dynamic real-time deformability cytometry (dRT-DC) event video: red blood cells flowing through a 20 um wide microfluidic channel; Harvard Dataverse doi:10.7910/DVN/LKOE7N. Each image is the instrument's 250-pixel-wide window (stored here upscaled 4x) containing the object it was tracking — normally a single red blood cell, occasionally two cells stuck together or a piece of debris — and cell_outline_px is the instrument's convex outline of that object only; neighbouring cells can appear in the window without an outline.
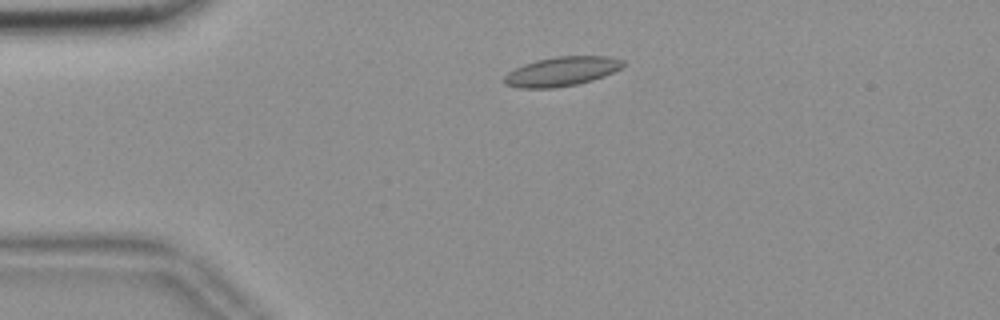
{"species": "common noctule bat (a hibernating species)", "species_latin": "Nyctalus noctula", "temperature_condition": "room temperature", "stored_images_in_passage": 51, "camera_frame_rate_fps": 3000, "um_per_image_px": 0.085, "animal": {"sex": "female", "body_mass_g": 18.4}, "frame": {"image": 1, "passage_image": 8, "time_ms": 2.333, "image_size_px": [1000, 320], "cell_outline_px": [[624, 64], [620, 68], [604, 76], [592, 80], [576, 84], [552, 88], [520, 88], [504, 84], [500, 80], [508, 72], [524, 64], [536, 60], [556, 56], [612, 56], [624, 60]], "centroid_in_image_um": [47.71, 6.07], "position_along_channel_um": 37.3, "area_um2": 20.35}}
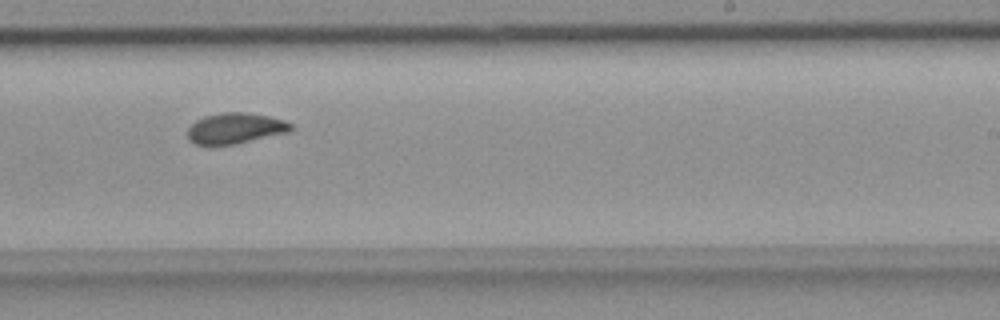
{"frame": {"image": 2, "passage_image": 30, "time_ms": 9.667, "image_size_px": [1000, 320], "cell_outline_px": [[296, 128], [292, 132], [232, 144], [192, 144], [188, 140], [188, 128], [196, 120], [204, 116], [220, 112], [248, 112], [268, 116], [284, 120], [292, 124]], "centroid_in_image_um": [20.04, 10.89], "position_along_channel_um": 269.0, "area_um2": 18.67}}
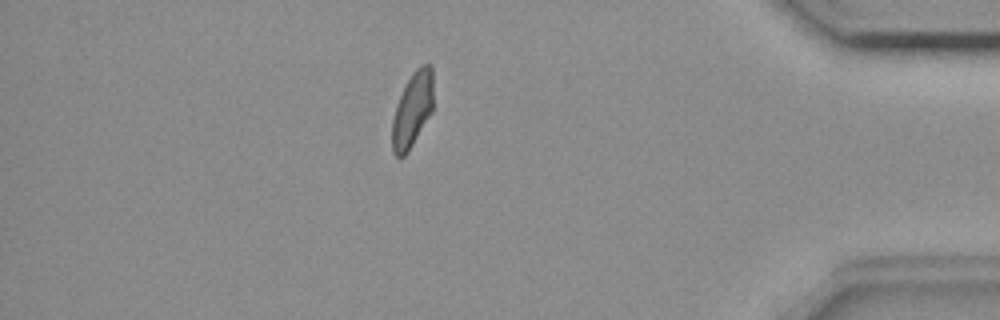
{"frame": {"image": 3, "passage_image": 44, "time_ms": 14.333, "image_size_px": [1000, 320], "cell_outline_px": [[432, 112], [408, 152], [404, 156], [396, 156], [392, 152], [392, 120], [396, 104], [412, 72], [420, 64], [432, 64]], "centroid_in_image_um": [35.05, 9.32], "position_along_channel_um": 400.2, "area_um2": 17.92}, "authors_computed_cell_mechanics": {"area_um2": 18.785, "velocity_mm_per_s": 3.6372, "shape_relaxation_time_tau1_ms": 10.8833, "shape_relaxation_time_tau2_ms": 1.7865, "deformation_change_tau1": 0.2018, "deformation_change_tau2": 0.0703}}